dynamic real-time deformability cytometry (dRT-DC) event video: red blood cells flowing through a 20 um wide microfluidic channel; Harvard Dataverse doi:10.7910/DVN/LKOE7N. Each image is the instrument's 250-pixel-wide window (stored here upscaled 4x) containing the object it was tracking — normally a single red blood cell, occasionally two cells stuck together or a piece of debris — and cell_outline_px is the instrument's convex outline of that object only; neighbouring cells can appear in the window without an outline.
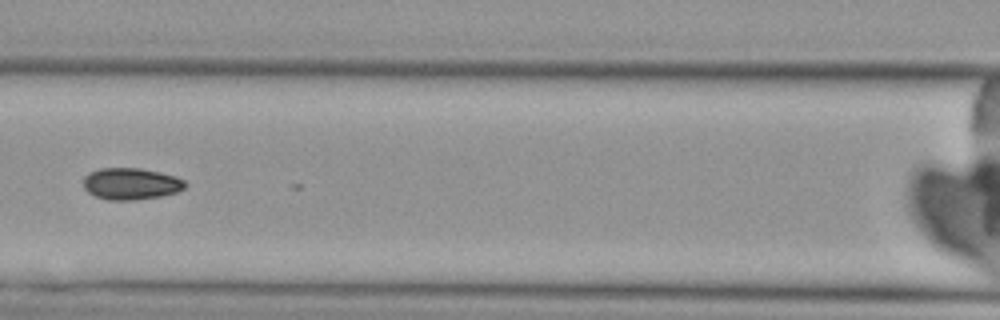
{"species": "Egyptian fruit bat (a non-hibernating species)", "species_latin": "Rousettus aegyptiacus", "temperature_condition": "cold", "stored_images_in_passage": 10, "camera_frame_rate_fps": 3000, "um_per_image_px": 0.085, "animal": {"sex": "female"}, "frame": {"image": 1, "passage_image": 7, "time_ms": 8.0, "image_size_px": [1000, 320], "cell_outline_px": [[184, 188], [176, 192], [160, 196], [132, 200], [108, 200], [96, 196], [88, 192], [84, 188], [84, 176], [88, 172], [100, 168], [140, 168], [160, 172], [176, 176], [184, 180]], "centroid_in_image_um": [11.1, 15.61], "position_along_channel_um": 155.5, "area_um2": 18.73}}
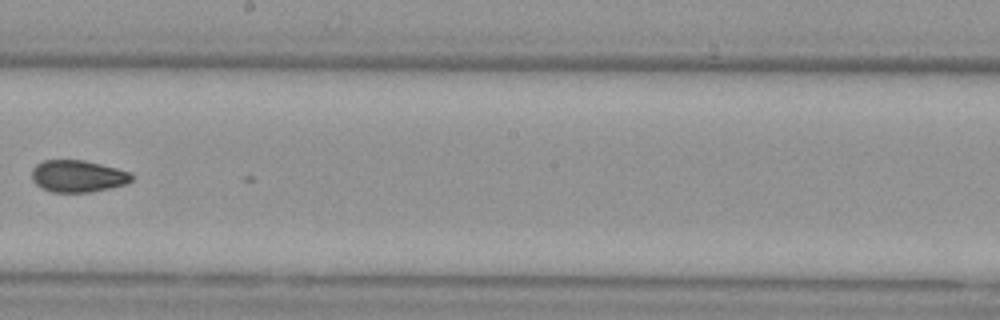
{"frame": {"image": 2, "passage_image": 9, "time_ms": 10.333, "image_size_px": [1000, 320], "cell_outline_px": [[132, 180], [128, 184], [88, 192], [52, 192], [36, 184], [32, 180], [32, 168], [36, 164], [44, 160], [84, 160], [116, 168], [128, 172], [132, 176]], "centroid_in_image_um": [6.59, 14.97], "position_along_channel_um": 241.6, "area_um2": 18.44}}